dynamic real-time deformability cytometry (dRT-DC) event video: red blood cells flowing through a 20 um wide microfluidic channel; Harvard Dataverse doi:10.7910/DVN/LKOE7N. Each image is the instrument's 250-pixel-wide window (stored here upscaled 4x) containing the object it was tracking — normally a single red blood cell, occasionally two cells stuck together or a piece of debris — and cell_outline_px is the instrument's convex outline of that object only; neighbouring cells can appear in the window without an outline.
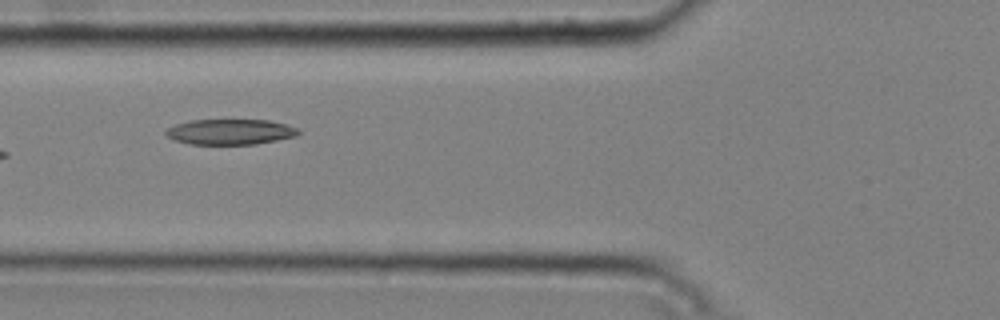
{"species": "common noctule bat (a hibernating species)", "species_latin": "Nyctalus noctula", "temperature_condition": "cold", "stored_images_in_passage": 6, "camera_frame_rate_fps": 3000, "um_per_image_px": 0.085, "animal": {"sex": "male", "body_mass_g": 20.4}, "frame": {"image": 1, "passage_image": 5, "time_ms": 1.333, "image_size_px": [1000, 320], "cell_outline_px": [[300, 132], [296, 136], [256, 144], [188, 144], [172, 140], [164, 132], [168, 128], [176, 124], [188, 120], [268, 120], [284, 124], [296, 128]], "centroid_in_image_um": [19.52, 11.21], "position_along_channel_um": 106.3, "area_um2": 19.59}}
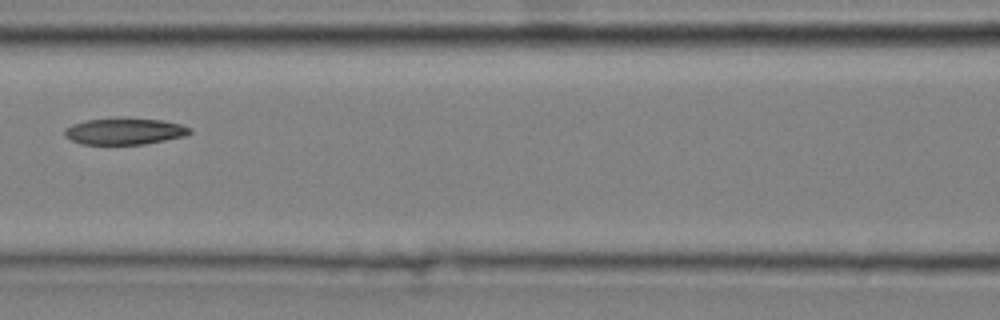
{"frame": {"image": 2, "passage_image": 6, "time_ms": 1.667, "image_size_px": [1000, 320], "cell_outline_px": [[192, 132], [184, 136], [144, 144], [80, 144], [64, 136], [64, 128], [72, 124], [84, 120], [164, 120], [180, 124], [192, 128]], "centroid_in_image_um": [10.57, 11.19], "position_along_channel_um": 156.0, "area_um2": 18.73}}